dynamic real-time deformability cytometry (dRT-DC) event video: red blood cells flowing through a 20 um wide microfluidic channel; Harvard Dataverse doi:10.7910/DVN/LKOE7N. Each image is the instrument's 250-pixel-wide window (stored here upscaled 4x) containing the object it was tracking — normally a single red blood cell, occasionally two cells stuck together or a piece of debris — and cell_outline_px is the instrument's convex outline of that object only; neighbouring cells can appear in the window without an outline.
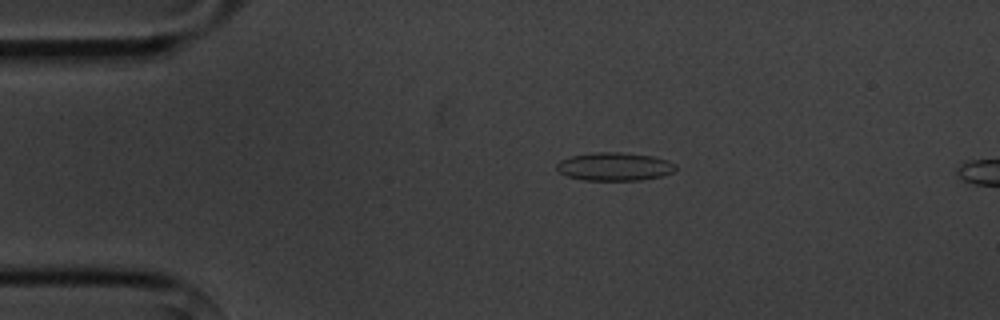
{"species": "common noctule bat (a hibernating species)", "species_latin": "Nyctalus noctula", "temperature_condition": "cold", "stored_images_in_passage": 2, "camera_frame_rate_fps": 3000, "um_per_image_px": 0.085, "animal": {"sex": "male", "body_mass_g": 20.1, "forearm_length_mm": 53.5}, "frame": {"image": 1, "passage_image": 1, "time_ms": 0.0, "image_size_px": [1000, 320], "cell_outline_px": [[676, 168], [672, 172], [660, 176], [640, 180], [584, 180], [568, 176], [560, 172], [556, 168], [556, 164], [560, 160], [572, 156], [596, 152], [620, 152], [652, 156], [668, 160], [676, 164]], "centroid_in_image_um": [52.23, 14.15], "position_along_channel_um": 32.8, "area_um2": 19.42}}